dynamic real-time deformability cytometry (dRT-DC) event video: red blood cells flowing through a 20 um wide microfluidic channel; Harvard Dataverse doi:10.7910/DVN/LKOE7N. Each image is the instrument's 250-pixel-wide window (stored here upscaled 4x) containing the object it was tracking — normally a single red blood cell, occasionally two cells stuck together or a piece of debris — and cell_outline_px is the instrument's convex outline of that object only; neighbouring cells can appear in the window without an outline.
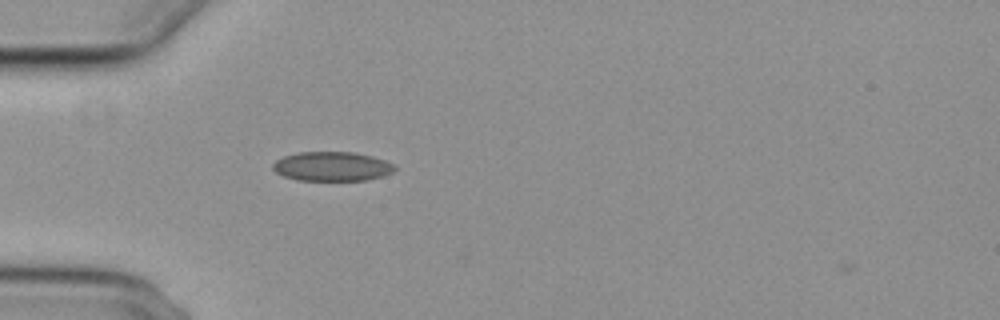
{"species": "common noctule bat (a hibernating species)", "species_latin": "Nyctalus noctula", "temperature_condition": "cold", "stored_images_in_passage": 2, "camera_frame_rate_fps": 3000, "um_per_image_px": 0.085, "animal": {"sex": "female", "body_mass_g": 29.2, "forearm_length_mm": 56.3}, "frame": {"image": 1, "passage_image": 1, "time_ms": 0.0, "image_size_px": [1000, 320], "cell_outline_px": [[396, 168], [392, 172], [368, 180], [296, 180], [284, 176], [276, 172], [272, 168], [272, 164], [276, 160], [284, 156], [300, 152], [356, 152], [372, 156], [384, 160], [392, 164]], "centroid_in_image_um": [28.19, 14.14], "position_along_channel_um": 56.8, "area_um2": 20.69}}